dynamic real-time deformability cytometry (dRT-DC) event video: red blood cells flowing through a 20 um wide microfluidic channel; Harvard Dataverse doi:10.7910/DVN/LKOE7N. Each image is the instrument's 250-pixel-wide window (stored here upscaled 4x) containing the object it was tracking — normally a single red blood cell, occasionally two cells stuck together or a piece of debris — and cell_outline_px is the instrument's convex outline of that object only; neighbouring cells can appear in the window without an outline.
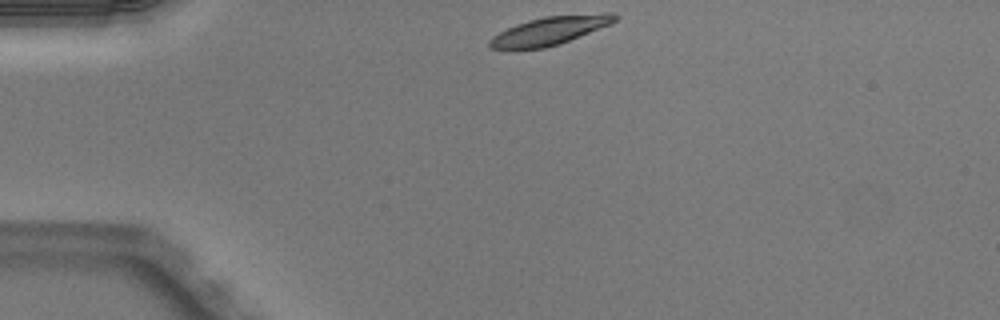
{"species": "Egyptian fruit bat (a non-hibernating species)", "species_latin": "Rousettus aegyptiacus", "temperature_condition": "warm", "stored_images_in_passage": 35, "camera_frame_rate_fps": 3000, "um_per_image_px": 0.085, "animal": {"sex": "male"}, "frame": {"image": 1, "passage_image": 1, "time_ms": 0.0, "image_size_px": [1000, 320], "cell_outline_px": [[616, 20], [612, 24], [568, 40], [544, 48], [488, 48], [488, 40], [492, 36], [516, 24], [528, 20], [544, 16], [604, 12], [612, 12], [616, 16]], "centroid_in_image_um": [46.76, 2.57], "position_along_channel_um": 38.2, "area_um2": 20.4}}
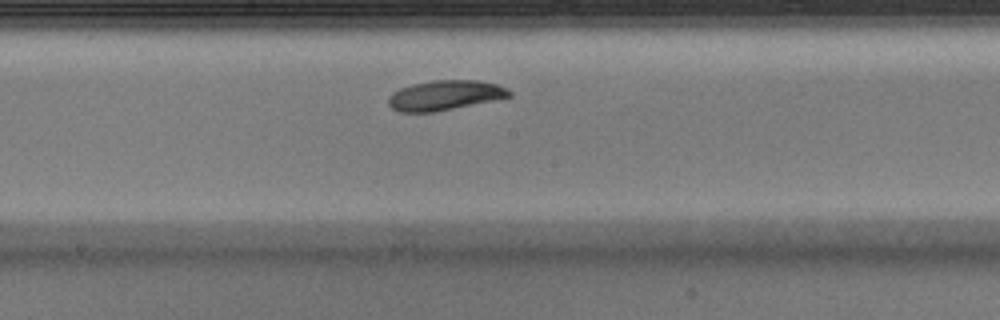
{"frame": {"image": 2, "passage_image": 17, "time_ms": 5.333, "image_size_px": [1000, 320], "cell_outline_px": [[512, 96], [436, 112], [400, 112], [392, 108], [388, 104], [388, 96], [392, 92], [400, 88], [412, 84], [432, 80], [480, 80], [496, 84], [512, 92]], "centroid_in_image_um": [37.78, 8.1], "position_along_channel_um": 210.4, "area_um2": 21.04}}
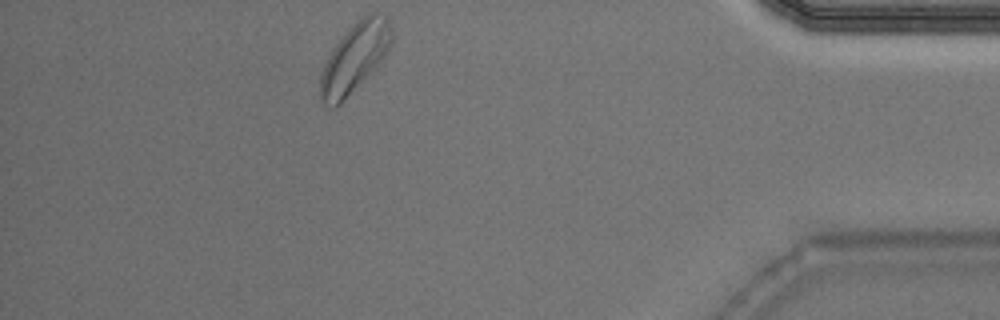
{"frame": {"image": 3, "passage_image": 35, "time_ms": 11.333, "image_size_px": [1000, 320], "cell_outline_px": [[392, 44], [384, 56], [340, 104], [336, 108], [332, 108], [320, 104], [320, 76], [324, 64], [332, 48], [348, 28], [352, 24], [368, 12], [376, 12], [388, 16], [392, 32]], "centroid_in_image_um": [30.12, 4.87], "position_along_channel_um": 405.1, "area_um2": 28.61}, "authors_computed_cell_mechanics": {"area_um2": 21.097, "velocity_mm_per_s": 3.9672, "shape_relaxation_time_tau1_ms": 1.5833, "shape_relaxation_time_tau2_ms": null, "deformation_change_tau1": 0.1046, "deformation_change_tau2": null}}